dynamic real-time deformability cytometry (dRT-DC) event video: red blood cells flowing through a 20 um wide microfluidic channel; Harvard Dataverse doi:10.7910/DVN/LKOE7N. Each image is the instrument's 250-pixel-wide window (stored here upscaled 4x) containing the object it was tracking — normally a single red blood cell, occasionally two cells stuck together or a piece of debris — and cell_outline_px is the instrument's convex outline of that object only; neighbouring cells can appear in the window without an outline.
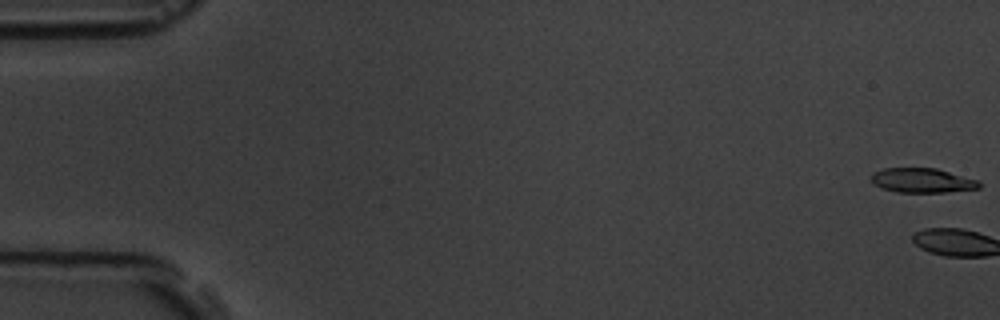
{"species": "common noctule bat (a hibernating species)", "species_latin": "Nyctalus noctula", "temperature_condition": "room temperature", "stored_images_in_passage": 16, "camera_frame_rate_fps": 3000, "um_per_image_px": 0.085, "animal": {"sex": "male", "body_mass_g": 19.5, "forearm_length_mm": 54.6}, "frame": {"image": 1, "passage_image": 1, "time_ms": 0.0, "image_size_px": [1000, 320], "cell_outline_px": [[980, 188], [944, 192], [896, 192], [880, 188], [872, 184], [872, 172], [884, 168], [936, 168], [980, 180]], "centroid_in_image_um": [78.37, 15.33], "position_along_channel_um": 6.6, "area_um2": 15.55}}
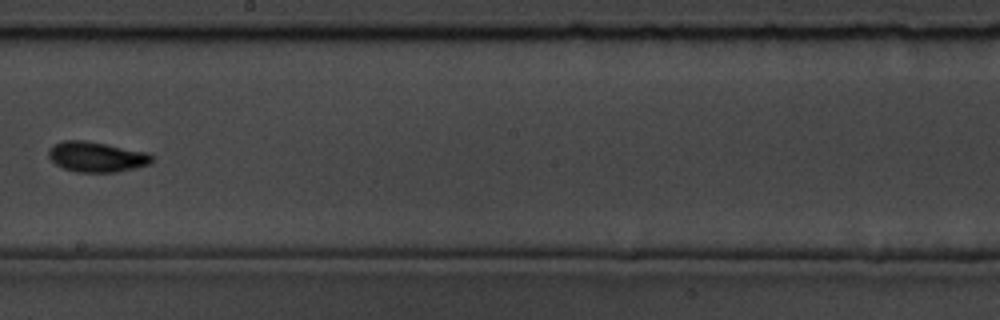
{"frame": {"image": 2, "passage_image": 10, "time_ms": 11.333, "image_size_px": [1000, 320], "cell_outline_px": [[152, 164], [116, 172], [76, 172], [64, 168], [56, 164], [48, 156], [48, 148], [52, 144], [64, 140], [84, 140], [148, 152], [152, 156]], "centroid_in_image_um": [8.19, 13.33], "position_along_channel_um": 240.0, "area_um2": 18.26}}
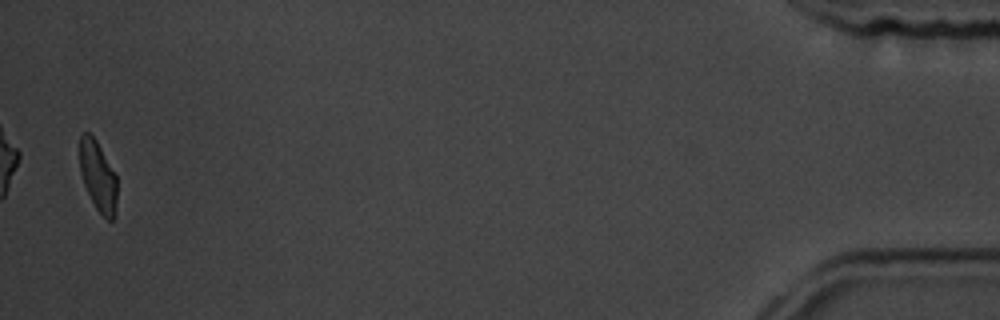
{"frame": {"image": 3, "passage_image": 16, "time_ms": 19.0, "image_size_px": [1000, 320], "cell_outline_px": [[116, 216], [112, 220], [108, 220], [96, 208], [84, 184], [80, 172], [80, 132], [88, 132], [96, 140], [116, 176]], "centroid_in_image_um": [8.32, 14.98], "position_along_channel_um": 426.9, "area_um2": 15.03}, "authors_computed_cell_mechanics": {"area_um2": 16.9354, "velocity_mm_per_s": 3.6208, "shape_relaxation_time_tau1_ms": 6.2869, "shape_relaxation_time_tau2_ms": 1.9619, "deformation_change_tau1": 0.1424, "deformation_change_tau2": 0.0558}}